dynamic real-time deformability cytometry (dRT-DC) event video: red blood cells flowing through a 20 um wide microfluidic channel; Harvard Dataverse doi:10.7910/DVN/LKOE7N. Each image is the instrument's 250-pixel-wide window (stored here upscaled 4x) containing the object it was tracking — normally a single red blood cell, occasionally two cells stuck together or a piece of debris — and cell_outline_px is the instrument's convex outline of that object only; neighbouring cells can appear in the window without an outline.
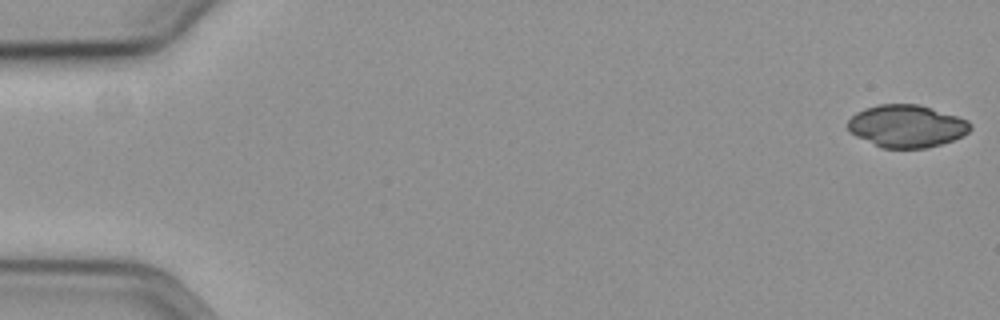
{"species": "common noctule bat (a hibernating species)", "species_latin": "Nyctalus noctula", "temperature_condition": "cold", "stored_images_in_passage": 17, "camera_frame_rate_fps": 3000, "um_per_image_px": 0.085, "animal": {"sex": "female", "body_mass_g": 19.3, "forearm_length_mm": 54.1}, "frame": {"image": 1, "passage_image": 1, "time_ms": 0.0, "image_size_px": [1000, 320], "cell_outline_px": [[972, 128], [968, 132], [952, 140], [940, 144], [924, 148], [880, 148], [848, 132], [848, 120], [856, 112], [864, 108], [880, 104], [916, 104], [956, 116], [968, 120], [972, 124]], "centroid_in_image_um": [77.02, 10.72], "position_along_channel_um": 8.0, "area_um2": 30.17}}